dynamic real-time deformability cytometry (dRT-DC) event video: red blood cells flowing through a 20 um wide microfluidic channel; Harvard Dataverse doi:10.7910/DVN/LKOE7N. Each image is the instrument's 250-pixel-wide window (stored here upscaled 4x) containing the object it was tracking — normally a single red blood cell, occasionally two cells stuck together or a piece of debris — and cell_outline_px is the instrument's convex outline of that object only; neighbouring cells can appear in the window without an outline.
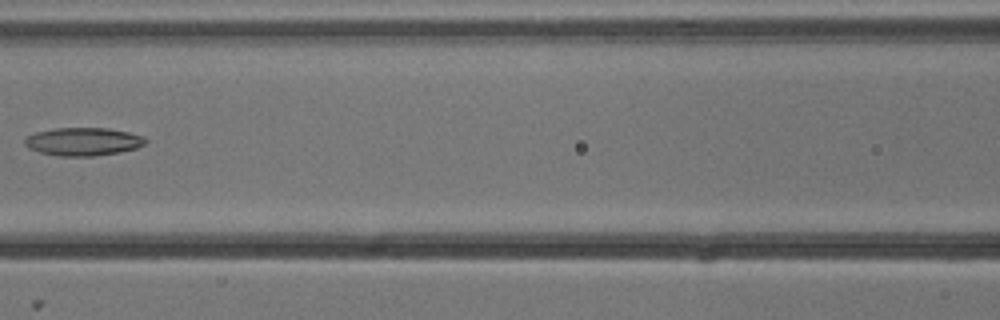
{"species": "common noctule bat (a hibernating species)", "species_latin": "Nyctalus noctula", "temperature_condition": "cold", "stored_images_in_passage": 4, "camera_frame_rate_fps": 3000, "um_per_image_px": 0.085, "animal": {"sex": "male", "body_mass_g": 13.3}, "frame": {"image": 1, "passage_image": 3, "time_ms": 0.667, "image_size_px": [1000, 320], "cell_outline_px": [[148, 140], [144, 144], [136, 148], [120, 152], [92, 156], [56, 156], [40, 152], [28, 148], [24, 144], [24, 140], [28, 136], [36, 132], [56, 128], [108, 128], [128, 132], [144, 136]], "centroid_in_image_um": [7.07, 12.04], "position_along_channel_um": 159.5, "area_um2": 19.77}}
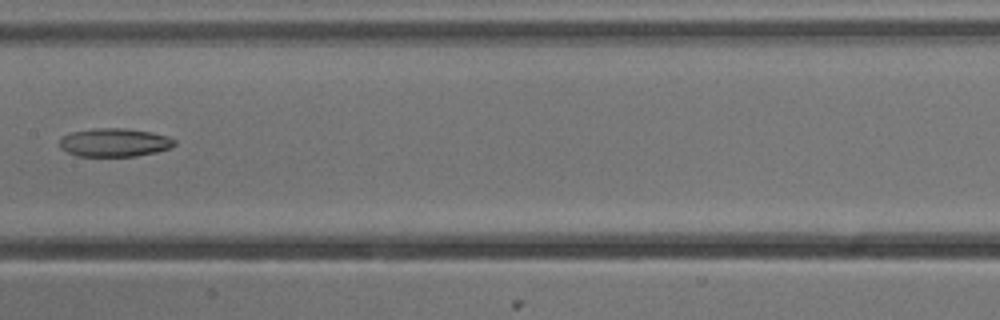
{"frame": {"image": 2, "passage_image": 4, "time_ms": 1.0, "image_size_px": [1000, 320], "cell_outline_px": [[176, 144], [168, 148], [156, 152], [136, 156], [76, 156], [60, 148], [60, 140], [64, 136], [72, 132], [96, 128], [124, 128], [152, 132], [168, 136], [176, 140]], "centroid_in_image_um": [9.75, 12.11], "position_along_channel_um": 197.7, "area_um2": 18.96}}